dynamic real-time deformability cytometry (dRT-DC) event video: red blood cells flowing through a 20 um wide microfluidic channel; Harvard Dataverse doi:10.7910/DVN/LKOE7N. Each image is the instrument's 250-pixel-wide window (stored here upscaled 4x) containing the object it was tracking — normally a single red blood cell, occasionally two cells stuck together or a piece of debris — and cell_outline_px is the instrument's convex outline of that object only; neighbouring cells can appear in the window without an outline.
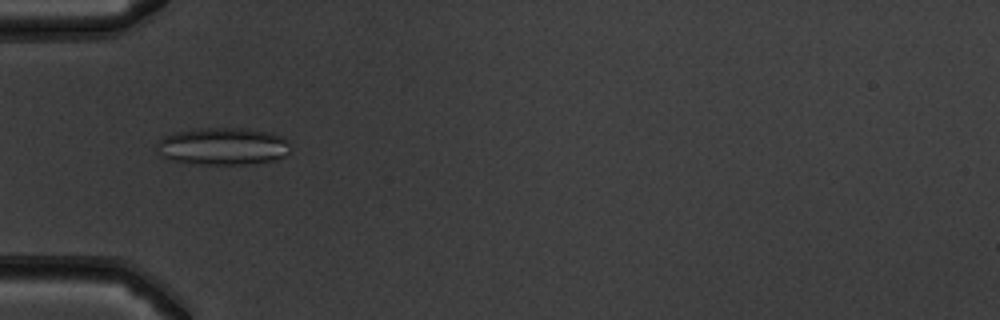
{"species": "common noctule bat (a hibernating species)", "species_latin": "Nyctalus noctula", "temperature_condition": "warm", "stored_images_in_passage": 49, "camera_frame_rate_fps": 3000, "um_per_image_px": 0.085, "animal": {"sex": "male", "body_mass_g": 19.5, "forearm_length_mm": 54.6}, "frame": {"image": 1, "passage_image": 14, "time_ms": 4.333, "image_size_px": [1000, 320], "cell_outline_px": [[288, 152], [284, 156], [276, 160], [244, 164], [192, 164], [168, 160], [160, 156], [156, 144], [164, 136], [176, 132], [200, 128], [244, 128], [272, 132], [280, 136], [288, 144]], "centroid_in_image_um": [18.9, 12.44], "position_along_channel_um": 66.1, "area_um2": 29.13}}
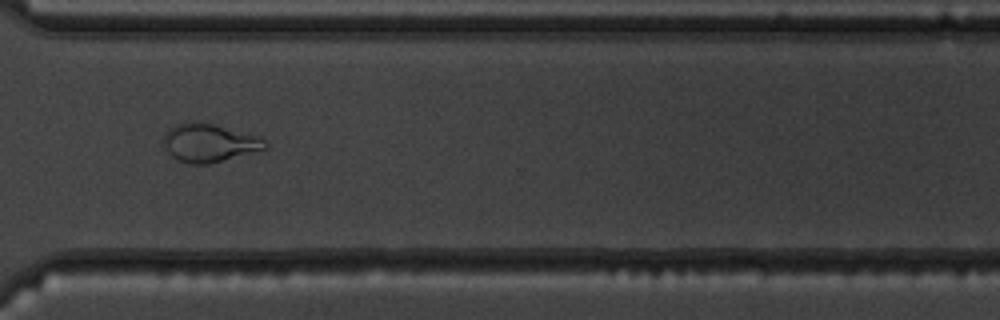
{"frame": {"image": 2, "passage_image": 36, "time_ms": 11.667, "image_size_px": [1000, 320], "cell_outline_px": [[268, 148], [208, 164], [188, 164], [176, 160], [168, 152], [164, 144], [164, 136], [168, 128], [176, 124], [212, 124], [260, 136], [268, 144]], "centroid_in_image_um": [17.8, 12.18], "position_along_channel_um": 352.8, "area_um2": 22.14}}
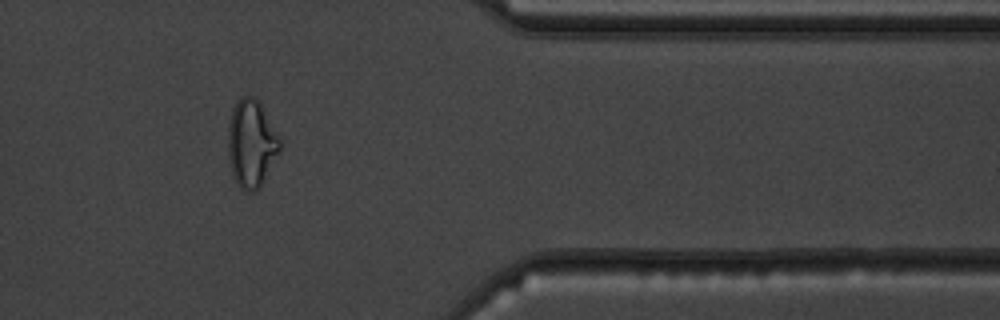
{"frame": {"image": 3, "passage_image": 40, "time_ms": 13.0, "image_size_px": [1000, 320], "cell_outline_px": [[280, 148], [260, 188], [256, 192], [244, 192], [240, 188], [232, 172], [228, 156], [228, 124], [232, 108], [244, 96], [252, 96], [260, 104], [280, 136]], "centroid_in_image_um": [21.35, 12.23], "position_along_channel_um": 390.0, "area_um2": 26.18}, "authors_computed_cell_mechanics": {"area_um2": 26.1834, "velocity_mm_per_s": 3.9297, "shape_relaxation_time_tau1_ms": null, "shape_relaxation_time_tau2_ms": 1.3608, "deformation_change_tau1": null, "deformation_change_tau2": 0.0917}}